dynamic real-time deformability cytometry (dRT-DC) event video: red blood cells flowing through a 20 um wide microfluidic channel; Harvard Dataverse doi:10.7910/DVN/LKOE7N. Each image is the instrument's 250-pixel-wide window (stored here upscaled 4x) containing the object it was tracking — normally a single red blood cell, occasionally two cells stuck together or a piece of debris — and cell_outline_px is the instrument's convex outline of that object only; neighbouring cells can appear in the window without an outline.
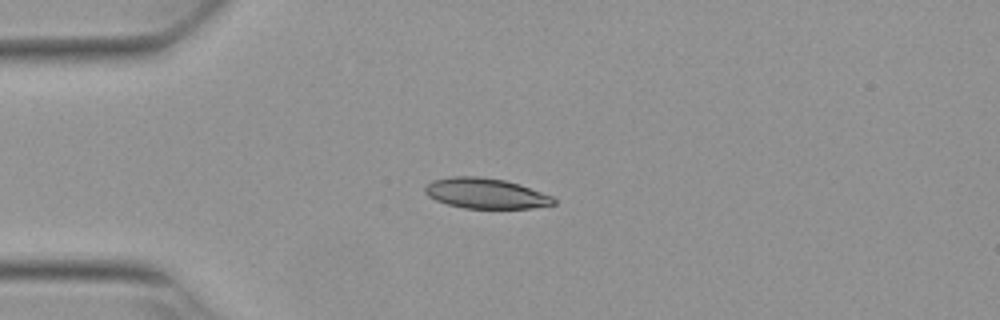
{"species": "Egyptian fruit bat (a non-hibernating species)", "species_latin": "Rousettus aegyptiacus", "temperature_condition": "warm", "stored_images_in_passage": 41, "camera_frame_rate_fps": 3000, "um_per_image_px": 0.085, "animal": {"sex": "female"}, "frame": {"image": 1, "passage_image": 1, "time_ms": 0.0, "image_size_px": [1000, 320], "cell_outline_px": [[556, 204], [532, 208], [464, 208], [448, 204], [436, 200], [428, 196], [424, 192], [424, 188], [432, 180], [448, 176], [480, 176], [504, 180], [520, 184], [552, 196], [556, 200]], "centroid_in_image_um": [41.28, 16.43], "position_along_channel_um": 43.7, "area_um2": 22.83}}
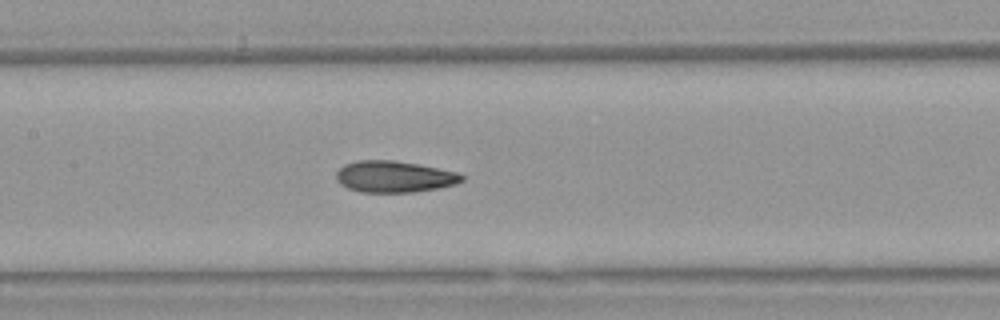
{"frame": {"image": 2, "passage_image": 13, "time_ms": 4.0, "image_size_px": [1000, 320], "cell_outline_px": [[464, 180], [456, 184], [440, 188], [412, 192], [360, 192], [348, 188], [340, 184], [336, 180], [336, 172], [344, 164], [356, 160], [396, 160], [420, 164], [456, 172], [464, 176]], "centroid_in_image_um": [33.5, 15.01], "position_along_channel_um": 173.9, "area_um2": 23.24}}
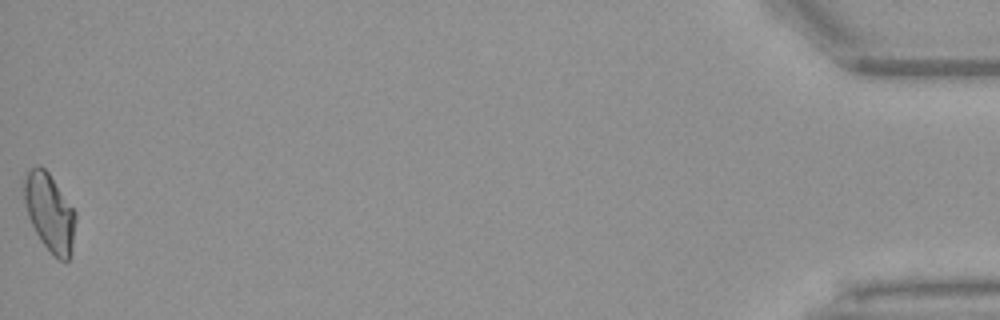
{"frame": {"image": 3, "passage_image": 41, "time_ms": 13.333, "image_size_px": [1000, 320], "cell_outline_px": [[76, 220], [72, 252], [68, 260], [60, 260], [52, 256], [40, 240], [28, 216], [24, 200], [24, 176], [36, 164], [40, 164], [48, 172], [76, 212]], "centroid_in_image_um": [4.23, 18.08], "position_along_channel_um": 431.0, "area_um2": 23.41}, "authors_computed_cell_mechanics": {"area_um2": 22.7732, "velocity_mm_per_s": 3.8199, "shape_relaxation_time_tau1_ms": null, "shape_relaxation_time_tau2_ms": 2.6036, "deformation_change_tau1": null, "deformation_change_tau2": 0.0939}}